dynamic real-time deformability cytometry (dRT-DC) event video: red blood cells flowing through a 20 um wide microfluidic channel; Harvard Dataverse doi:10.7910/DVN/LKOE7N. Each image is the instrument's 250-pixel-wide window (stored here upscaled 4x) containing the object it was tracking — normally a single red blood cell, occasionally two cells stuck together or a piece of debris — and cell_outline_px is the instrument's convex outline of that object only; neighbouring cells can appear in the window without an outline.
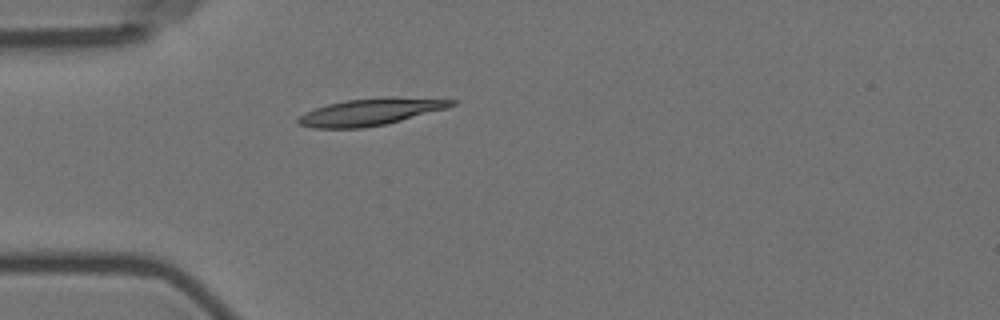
{"species": "Egyptian fruit bat (a non-hibernating species)", "species_latin": "Rousettus aegyptiacus", "temperature_condition": "room temperature", "stored_images_in_passage": 4, "camera_frame_rate_fps": 3000, "um_per_image_px": 0.085, "animal": {"sex": "female"}, "frame": {"image": 1, "passage_image": 4, "time_ms": 3.667, "image_size_px": [1000, 320], "cell_outline_px": [[456, 104], [448, 108], [384, 124], [364, 128], [312, 128], [296, 124], [296, 120], [304, 112], [328, 104], [344, 100], [456, 100]], "centroid_in_image_um": [31.3, 9.58], "position_along_channel_um": 53.7, "area_um2": 22.48}}